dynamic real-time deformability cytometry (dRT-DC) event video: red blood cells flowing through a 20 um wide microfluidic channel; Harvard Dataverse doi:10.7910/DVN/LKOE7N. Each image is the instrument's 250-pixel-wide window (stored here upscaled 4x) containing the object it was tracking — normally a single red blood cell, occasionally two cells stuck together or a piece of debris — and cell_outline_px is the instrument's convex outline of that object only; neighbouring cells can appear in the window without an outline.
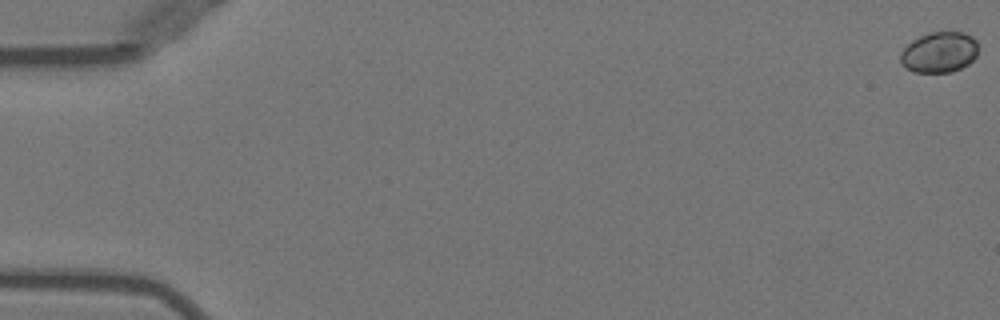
{"species": "Egyptian fruit bat (a non-hibernating species)", "species_latin": "Rousettus aegyptiacus", "temperature_condition": "warm", "stored_images_in_passage": 53, "camera_frame_rate_fps": 3000, "um_per_image_px": 0.085, "animal": {"sex": "female"}, "frame": {"image": 1, "passage_image": 1, "time_ms": 0.0, "image_size_px": [1000, 320], "cell_outline_px": [[976, 56], [968, 64], [952, 72], [916, 72], [904, 68], [900, 64], [900, 52], [912, 40], [920, 36], [932, 32], [964, 32], [972, 36], [976, 40]], "centroid_in_image_um": [79.81, 4.45], "position_along_channel_um": 5.2, "area_um2": 18.44}}
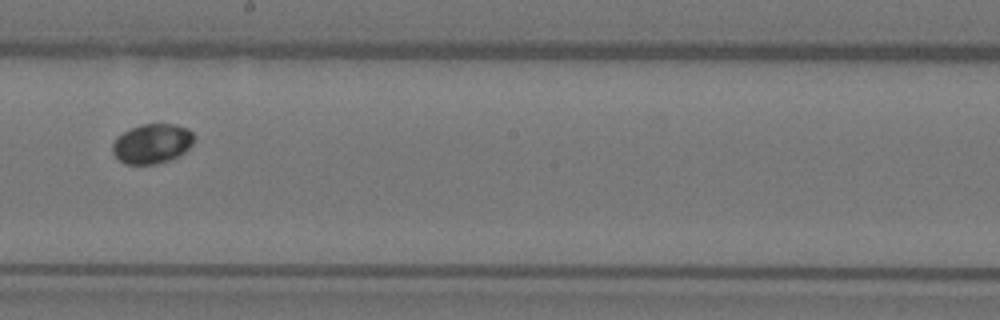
{"frame": {"image": 2, "passage_image": 31, "time_ms": 10.0, "image_size_px": [1000, 320], "cell_outline_px": [[196, 136], [192, 144], [184, 152], [168, 160], [156, 164], [124, 164], [112, 152], [112, 144], [116, 136], [140, 124], [172, 124], [188, 128]], "centroid_in_image_um": [12.92, 12.2], "position_along_channel_um": 235.3, "area_um2": 18.84}}
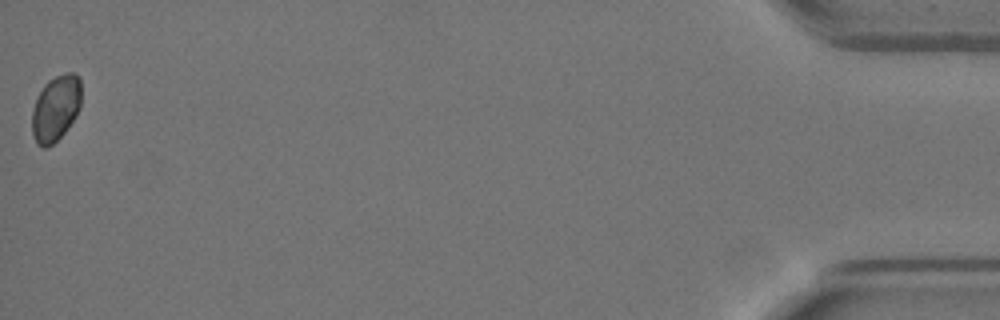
{"frame": {"image": 3, "passage_image": 53, "time_ms": 17.333, "image_size_px": [1000, 320], "cell_outline_px": [[80, 108], [76, 116], [64, 132], [52, 144], [44, 148], [36, 144], [32, 136], [32, 108], [44, 84], [48, 80], [64, 72], [76, 72], [80, 80]], "centroid_in_image_um": [4.73, 9.19], "position_along_channel_um": 430.5, "area_um2": 18.96}}